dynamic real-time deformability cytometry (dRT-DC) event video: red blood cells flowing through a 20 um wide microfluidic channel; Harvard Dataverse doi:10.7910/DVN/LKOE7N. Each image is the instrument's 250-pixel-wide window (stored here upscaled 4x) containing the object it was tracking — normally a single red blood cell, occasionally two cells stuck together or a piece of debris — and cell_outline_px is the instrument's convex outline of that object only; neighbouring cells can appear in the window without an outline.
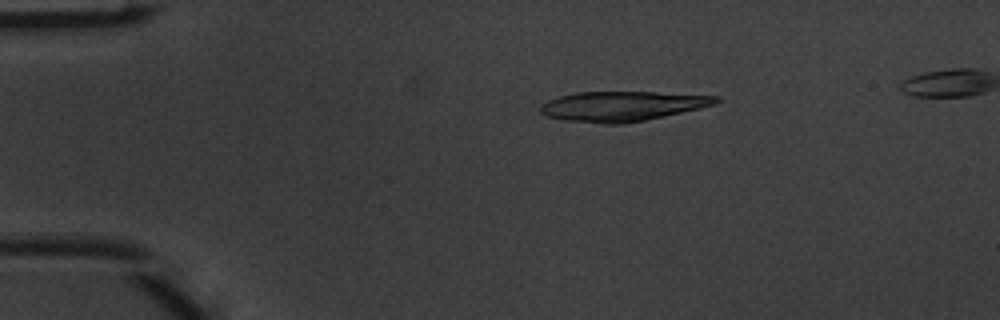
{"species": "common noctule bat (a hibernating species)", "species_latin": "Nyctalus noctula", "temperature_condition": "warm", "stored_images_in_passage": 4, "camera_frame_rate_fps": 3000, "um_per_image_px": 0.085, "animal": {"sex": "male", "body_mass_g": 20.1, "forearm_length_mm": 53.5}, "frame": {"image": 1, "passage_image": 2, "time_ms": 0.333, "image_size_px": [1000, 320], "cell_outline_px": [[720, 100], [716, 104], [700, 108], [664, 116], [644, 120], [620, 124], [604, 124], [564, 120], [548, 116], [540, 112], [540, 104], [548, 100], [560, 96], [576, 92], [656, 92], [720, 96]], "centroid_in_image_um": [52.89, 9.02], "position_along_channel_um": 32.1, "area_um2": 30.46}}